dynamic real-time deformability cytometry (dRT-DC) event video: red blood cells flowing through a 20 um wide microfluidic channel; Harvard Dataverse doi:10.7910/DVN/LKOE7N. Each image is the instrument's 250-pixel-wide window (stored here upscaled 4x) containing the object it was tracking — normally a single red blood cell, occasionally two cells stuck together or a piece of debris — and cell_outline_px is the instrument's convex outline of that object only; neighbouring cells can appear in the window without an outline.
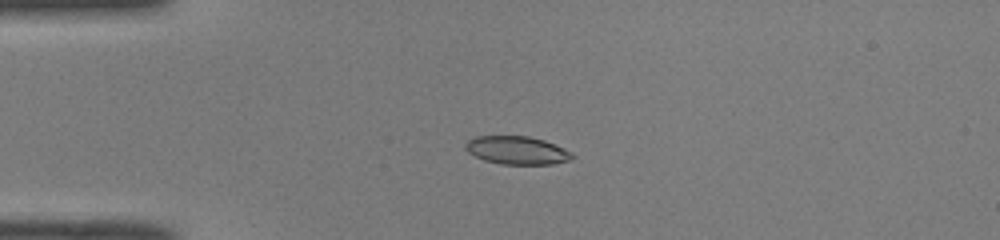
{"species": "common noctule bat (a hibernating species)", "species_latin": "Nyctalus noctula", "temperature_condition": "room temperature", "stored_images_in_passage": 45, "camera_frame_rate_fps": 3000, "um_per_image_px": 0.085, "animal": {"sex": "male", "body_mass_g": 19.0, "forearm_length_mm": 50.8}, "frame": {"image": 1, "passage_image": 13, "time_ms": 4.0, "image_size_px": [1000, 240], "cell_outline_px": [[576, 156], [572, 160], [552, 164], [500, 164], [484, 160], [468, 152], [464, 148], [464, 144], [468, 140], [476, 136], [528, 136], [544, 140], [564, 148], [572, 152]], "centroid_in_image_um": [43.96, 12.78], "position_along_channel_um": 41.0, "area_um2": 17.63}}
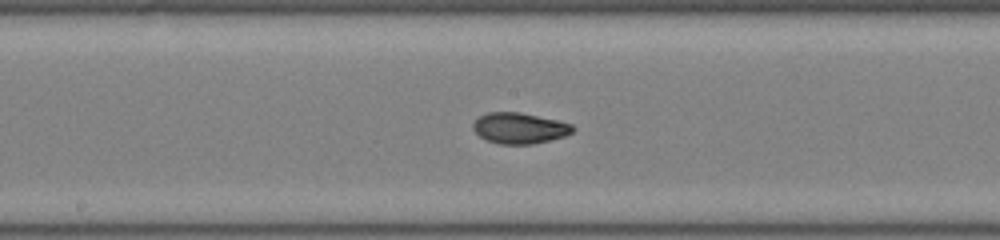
{"frame": {"image": 2, "passage_image": 27, "time_ms": 8.667, "image_size_px": [1000, 240], "cell_outline_px": [[576, 128], [572, 132], [564, 136], [532, 144], [500, 144], [484, 140], [472, 128], [472, 124], [480, 116], [488, 112], [520, 112], [556, 120], [572, 124]], "centroid_in_image_um": [44.14, 10.89], "position_along_channel_um": 204.1, "area_um2": 17.86}}
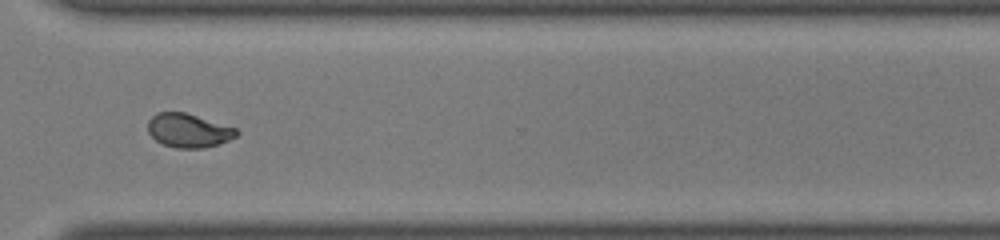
{"frame": {"image": 3, "passage_image": 38, "time_ms": 12.333, "image_size_px": [1000, 240], "cell_outline_px": [[240, 132], [236, 136], [228, 140], [204, 148], [176, 148], [164, 144], [156, 140], [148, 132], [148, 120], [156, 112], [184, 112], [236, 128]], "centroid_in_image_um": [16.0, 11.09], "position_along_channel_um": 354.6, "area_um2": 17.28}, "authors_computed_cell_mechanics": {"area_um2": 18.0336, "velocity_mm_per_s": 4.0915, "shape_relaxation_time_tau1_ms": 5.8122, "shape_relaxation_time_tau2_ms": 1.593, "deformation_change_tau1": 0.182, "deformation_change_tau2": 0.0523}}